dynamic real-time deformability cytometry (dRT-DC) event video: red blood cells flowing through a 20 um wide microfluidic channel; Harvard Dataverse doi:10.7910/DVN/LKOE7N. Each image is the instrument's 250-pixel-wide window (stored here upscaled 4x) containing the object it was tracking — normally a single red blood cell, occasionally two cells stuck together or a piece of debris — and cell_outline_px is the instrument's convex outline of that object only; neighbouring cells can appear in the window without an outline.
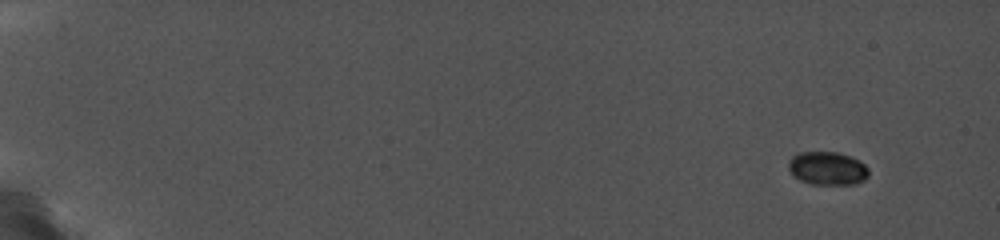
{"species": "common noctule bat (a hibernating species)", "species_latin": "Nyctalus noctula", "temperature_condition": "cold", "stored_images_in_passage": 33, "camera_frame_rate_fps": 5000, "um_per_image_px": 0.085, "animal": {"sex": "female", "body_mass_g": 19.0, "forearm_length_mm": 56.7}, "frame": {"image": 1, "passage_image": 3, "time_ms": 1.4, "image_size_px": [1000, 240], "cell_outline_px": [[868, 176], [864, 180], [856, 184], [812, 184], [800, 180], [792, 176], [788, 168], [788, 164], [792, 156], [800, 152], [836, 152], [852, 156], [860, 160], [868, 168]], "centroid_in_image_um": [70.33, 14.31], "position_along_channel_um": 14.7, "area_um2": 15.72}}
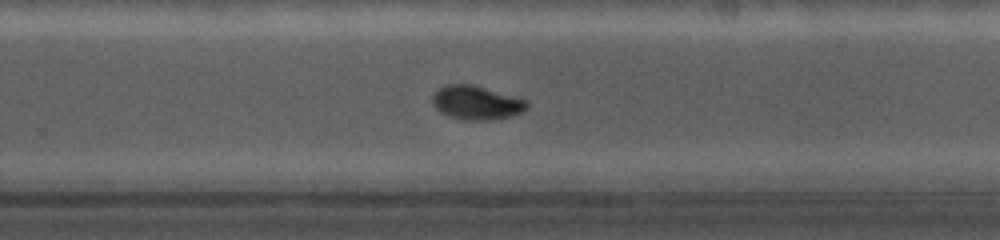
{"frame": {"image": 2, "passage_image": 23, "time_ms": 13.4, "image_size_px": [1000, 240], "cell_outline_px": [[528, 108], [512, 116], [492, 120], [460, 120], [448, 116], [440, 112], [432, 104], [432, 96], [440, 88], [448, 84], [468, 84], [524, 100], [528, 104]], "centroid_in_image_um": [40.43, 8.76], "position_along_channel_um": 289.4, "area_um2": 18.21}}
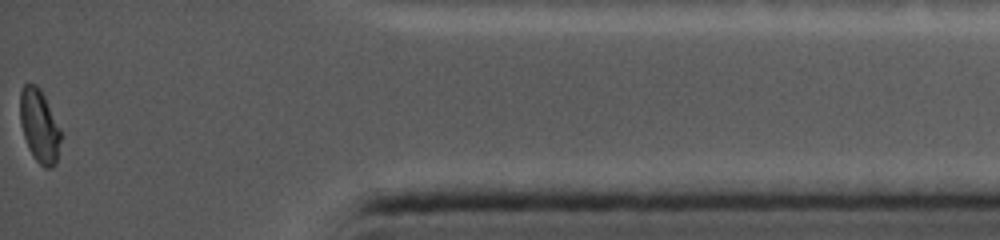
{"frame": {"image": 3, "passage_image": 33, "time_ms": 17.8, "image_size_px": [1000, 240], "cell_outline_px": [[64, 136], [56, 164], [52, 168], [44, 168], [32, 156], [28, 148], [24, 136], [20, 120], [20, 92], [24, 84], [36, 84], [40, 88]], "centroid_in_image_um": [3.38, 10.75], "position_along_channel_um": 431.8, "area_um2": 17.69}, "authors_computed_cell_mechanics": {"area_um2": 17.6868, "velocity_mm_per_s": 3.7579, "shape_relaxation_time_tau1_ms": 2.8823, "shape_relaxation_time_tau2_ms": null, "deformation_change_tau1": 0.0894, "deformation_change_tau2": null}}